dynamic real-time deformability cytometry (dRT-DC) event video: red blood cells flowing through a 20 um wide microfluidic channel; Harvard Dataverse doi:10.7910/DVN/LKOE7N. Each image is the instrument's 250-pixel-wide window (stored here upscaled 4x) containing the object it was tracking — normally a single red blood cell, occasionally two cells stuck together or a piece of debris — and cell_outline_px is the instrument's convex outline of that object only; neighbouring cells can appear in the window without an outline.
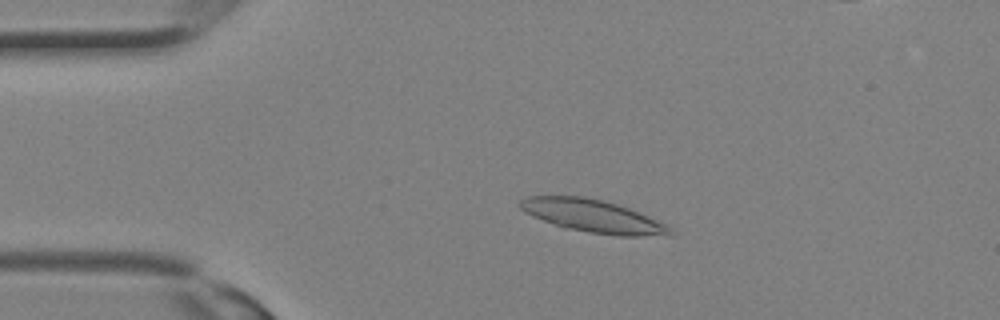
{"species": "Egyptian fruit bat (a non-hibernating species)", "species_latin": "Rousettus aegyptiacus", "temperature_condition": "room temperature", "stored_images_in_passage": 32, "camera_frame_rate_fps": 3000, "um_per_image_px": 0.085, "animal": {"sex": "female"}, "frame": {"image": 1, "passage_image": 6, "time_ms": 1.667, "image_size_px": [1000, 320], "cell_outline_px": [[672, 236], [616, 236], [588, 232], [568, 228], [532, 216], [524, 212], [516, 204], [524, 196], [584, 196], [604, 200], [628, 208], [668, 224], [672, 228]], "centroid_in_image_um": [50.42, 18.36], "position_along_channel_um": 34.6, "area_um2": 28.73}}
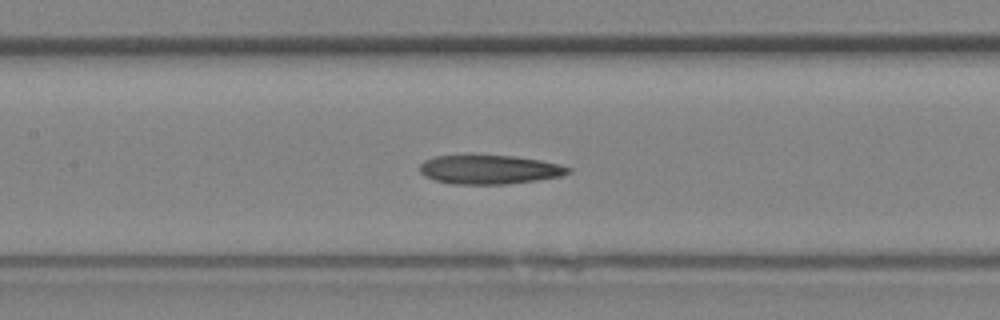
{"frame": {"image": 2, "passage_image": 14, "time_ms": 4.333, "image_size_px": [1000, 320], "cell_outline_px": [[572, 172], [560, 176], [536, 180], [508, 184], [452, 184], [436, 180], [424, 176], [420, 172], [420, 164], [424, 160], [436, 156], [512, 156], [540, 160], [560, 164], [572, 168]], "centroid_in_image_um": [41.62, 14.42], "position_along_channel_um": 165.8, "area_um2": 24.91}}
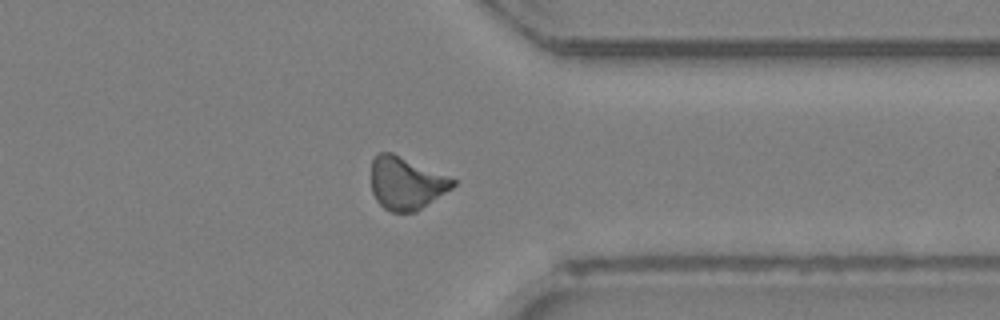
{"frame": {"image": 3, "passage_image": 24, "time_ms": 7.667, "image_size_px": [1000, 320], "cell_outline_px": [[456, 184], [452, 188], [416, 212], [392, 212], [384, 208], [376, 200], [372, 192], [372, 160], [380, 152], [392, 152], [456, 180]], "centroid_in_image_um": [34.51, 15.58], "position_along_channel_um": 376.9, "area_um2": 24.8}}